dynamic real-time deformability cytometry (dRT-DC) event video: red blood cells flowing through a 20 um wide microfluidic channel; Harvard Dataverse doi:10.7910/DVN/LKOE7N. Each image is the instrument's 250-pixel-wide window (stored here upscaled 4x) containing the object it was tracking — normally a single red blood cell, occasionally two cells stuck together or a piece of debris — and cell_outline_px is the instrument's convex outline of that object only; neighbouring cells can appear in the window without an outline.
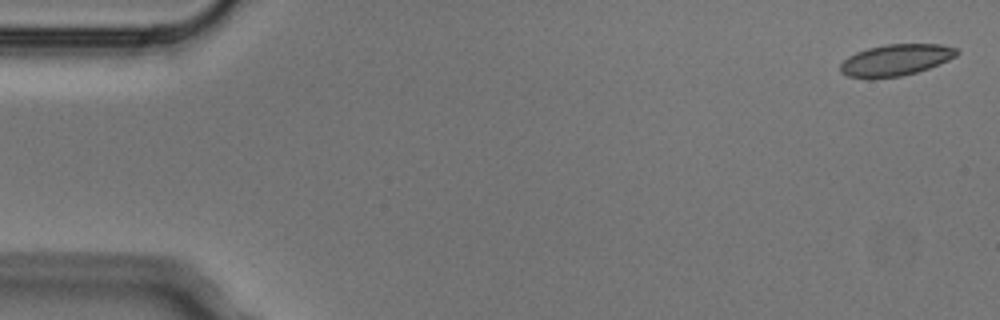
{"species": "Egyptian fruit bat (a non-hibernating species)", "species_latin": "Rousettus aegyptiacus", "temperature_condition": "cold", "stored_images_in_passage": 5, "camera_frame_rate_fps": 3000, "um_per_image_px": 0.085, "animal": {"sex": "male"}, "frame": {"image": 1, "passage_image": 1, "time_ms": 0.0, "image_size_px": [1000, 320], "cell_outline_px": [[960, 52], [956, 56], [948, 60], [928, 68], [916, 72], [900, 76], [872, 80], [868, 80], [848, 76], [840, 72], [840, 64], [848, 56], [856, 52], [868, 48], [888, 44], [940, 44], [956, 48]], "centroid_in_image_um": [76.09, 5.12], "position_along_channel_um": 8.9, "area_um2": 21.56}}
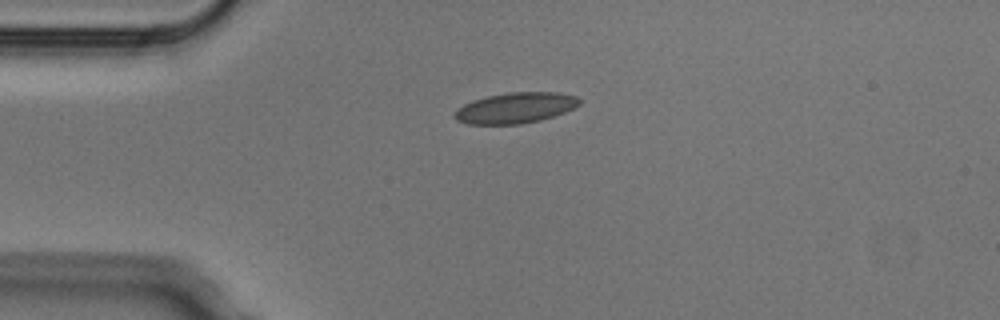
{"frame": {"image": 2, "passage_image": 4, "time_ms": 1.0, "image_size_px": [1000, 320], "cell_outline_px": [[580, 104], [576, 108], [540, 120], [520, 124], [468, 124], [456, 120], [452, 116], [456, 108], [472, 100], [488, 96], [508, 92], [556, 92], [576, 96], [580, 100]], "centroid_in_image_um": [43.78, 9.17], "position_along_channel_um": 41.2, "area_um2": 22.43}}